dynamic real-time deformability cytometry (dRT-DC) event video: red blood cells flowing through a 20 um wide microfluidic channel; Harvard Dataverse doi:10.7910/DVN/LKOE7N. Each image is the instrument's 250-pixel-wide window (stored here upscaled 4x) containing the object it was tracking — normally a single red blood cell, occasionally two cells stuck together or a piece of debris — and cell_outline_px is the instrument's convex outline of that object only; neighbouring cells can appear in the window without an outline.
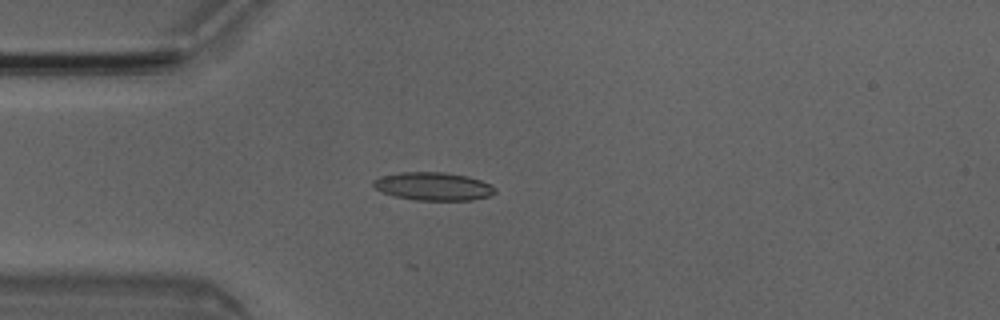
{"species": "Egyptian fruit bat (a non-hibernating species)", "species_latin": "Rousettus aegyptiacus", "temperature_condition": "room temperature", "stored_images_in_passage": 4, "camera_frame_rate_fps": 3000, "um_per_image_px": 0.085, "animal": {"sex": "male"}, "frame": {"image": 1, "passage_image": 3, "time_ms": 0.667, "image_size_px": [1000, 320], "cell_outline_px": [[496, 192], [492, 196], [472, 200], [416, 200], [392, 196], [376, 188], [372, 184], [372, 180], [380, 176], [400, 172], [444, 172], [468, 176], [492, 184], [496, 188]], "centroid_in_image_um": [36.86, 15.84], "position_along_channel_um": 48.1, "area_um2": 20.17}}